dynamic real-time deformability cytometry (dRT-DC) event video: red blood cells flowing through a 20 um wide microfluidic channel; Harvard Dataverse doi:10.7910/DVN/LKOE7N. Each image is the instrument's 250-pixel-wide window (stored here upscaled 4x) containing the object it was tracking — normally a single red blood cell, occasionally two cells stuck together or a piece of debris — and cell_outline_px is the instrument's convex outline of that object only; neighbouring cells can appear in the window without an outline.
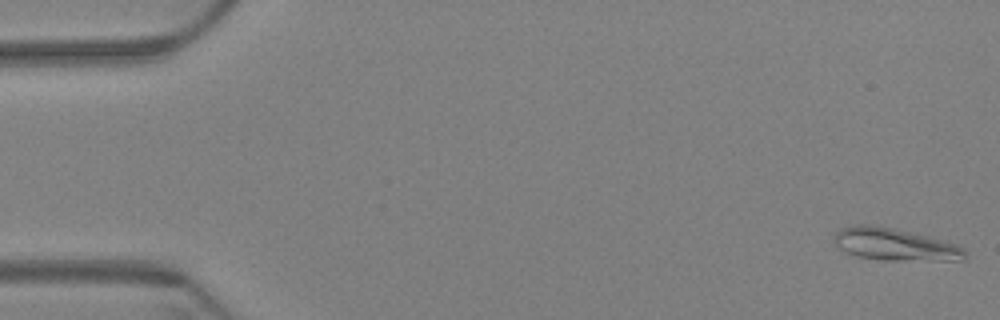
{"species": "Egyptian fruit bat (a non-hibernating species)", "species_latin": "Rousettus aegyptiacus", "temperature_condition": "warm", "stored_images_in_passage": 61, "camera_frame_rate_fps": 3000, "um_per_image_px": 0.085, "animal": {"sex": "female"}, "frame": {"image": 1, "passage_image": 1, "time_ms": 0.0, "image_size_px": [1000, 320], "cell_outline_px": [[964, 260], [880, 260], [856, 256], [840, 248], [832, 240], [836, 232], [844, 228], [860, 224], [868, 224], [892, 228], [928, 236], [944, 240], [956, 244], [964, 248]], "centroid_in_image_um": [76.06, 20.78], "position_along_channel_um": 8.9, "area_um2": 24.33}}
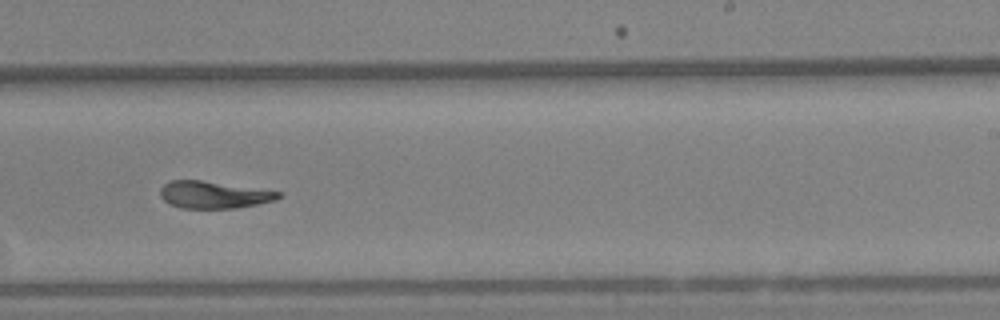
{"frame": {"image": 2, "passage_image": 38, "time_ms": 12.333, "image_size_px": [1000, 320], "cell_outline_px": [[284, 196], [276, 200], [236, 208], [180, 208], [168, 204], [160, 196], [160, 188], [164, 184], [172, 180], [200, 180], [284, 192]], "centroid_in_image_um": [18.18, 16.56], "position_along_channel_um": 270.8, "area_um2": 18.79}}
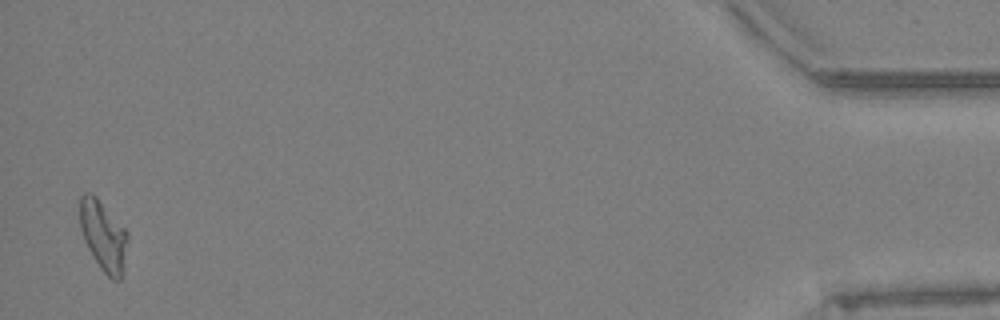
{"frame": {"image": 3, "passage_image": 60, "time_ms": 19.667, "image_size_px": [1000, 320], "cell_outline_px": [[128, 240], [120, 280], [112, 280], [100, 268], [88, 248], [84, 240], [80, 228], [80, 196], [84, 192], [88, 192], [96, 196], [128, 232]], "centroid_in_image_um": [8.77, 20.02], "position_along_channel_um": 426.4, "area_um2": 19.31}, "authors_computed_cell_mechanics": {"area_um2": 19.7676, "velocity_mm_per_s": 3.3242, "shape_relaxation_time_tau1_ms": 9.9999, "shape_relaxation_time_tau2_ms": 4.9322, "deformation_change_tau1": 0.2502, "deformation_change_tau2": 0.1179}}